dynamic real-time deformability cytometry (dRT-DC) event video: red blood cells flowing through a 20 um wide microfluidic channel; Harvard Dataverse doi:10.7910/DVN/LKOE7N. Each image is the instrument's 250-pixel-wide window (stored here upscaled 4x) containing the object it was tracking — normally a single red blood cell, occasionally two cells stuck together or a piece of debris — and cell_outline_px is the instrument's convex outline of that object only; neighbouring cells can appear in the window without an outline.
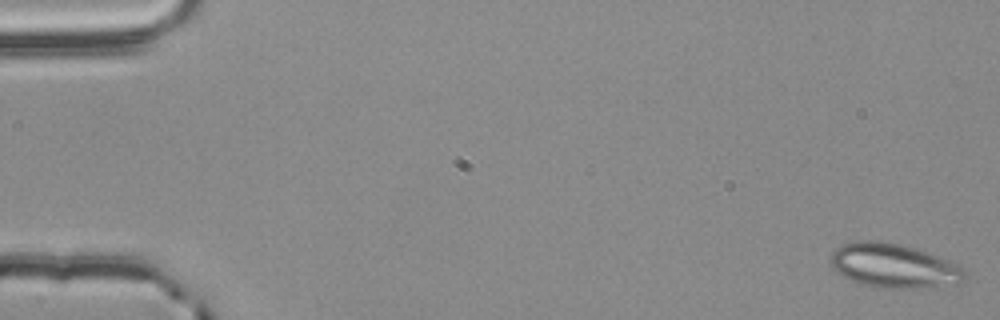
{"species": "common noctule bat (a hibernating species)", "species_latin": "Nyctalus noctula", "temperature_condition": "room temperature", "stored_images_in_passage": 30, "camera_frame_rate_fps": 3000, "um_per_image_px": 0.085, "animal": {"sex": "male", "body_mass_g": 20.4}, "frame": {"image": 1, "passage_image": 1, "time_ms": 0.0, "image_size_px": [1000, 320], "cell_outline_px": [[964, 284], [936, 288], [884, 288], [864, 284], [852, 280], [844, 276], [832, 268], [832, 252], [836, 248], [852, 240], [876, 240], [900, 244], [916, 248], [928, 252], [948, 260], [956, 264], [964, 272]], "centroid_in_image_um": [76.02, 22.6], "position_along_channel_um": 9.0, "area_um2": 34.74}}
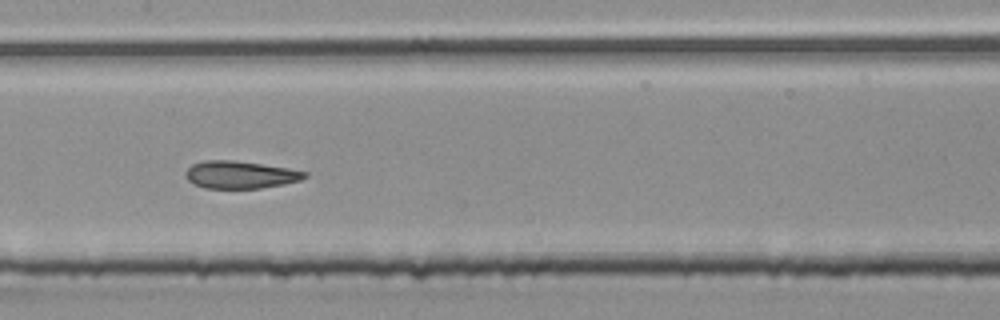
{"frame": {"image": 2, "passage_image": 28, "time_ms": 9.0, "image_size_px": [1000, 320], "cell_outline_px": [[308, 176], [300, 180], [284, 184], [260, 188], [204, 188], [188, 180], [188, 168], [192, 164], [204, 160], [232, 160], [288, 168], [308, 172]], "centroid_in_image_um": [20.46, 14.85], "position_along_channel_um": 186.9, "area_um2": 18.79}}
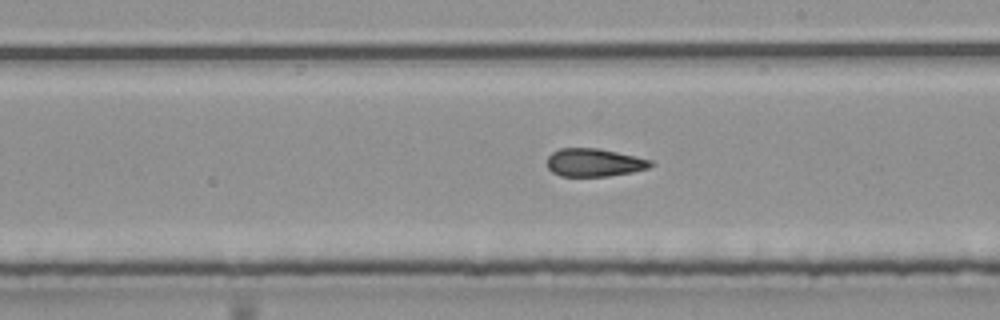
{"frame": {"image": 3, "passage_image": 30, "time_ms": 9.667, "image_size_px": [1000, 320], "cell_outline_px": [[656, 164], [648, 168], [632, 172], [608, 176], [560, 176], [552, 172], [548, 168], [548, 156], [552, 152], [560, 148], [596, 148], [616, 152], [652, 160]], "centroid_in_image_um": [50.51, 13.82], "position_along_channel_um": 238.5, "area_um2": 16.88}}